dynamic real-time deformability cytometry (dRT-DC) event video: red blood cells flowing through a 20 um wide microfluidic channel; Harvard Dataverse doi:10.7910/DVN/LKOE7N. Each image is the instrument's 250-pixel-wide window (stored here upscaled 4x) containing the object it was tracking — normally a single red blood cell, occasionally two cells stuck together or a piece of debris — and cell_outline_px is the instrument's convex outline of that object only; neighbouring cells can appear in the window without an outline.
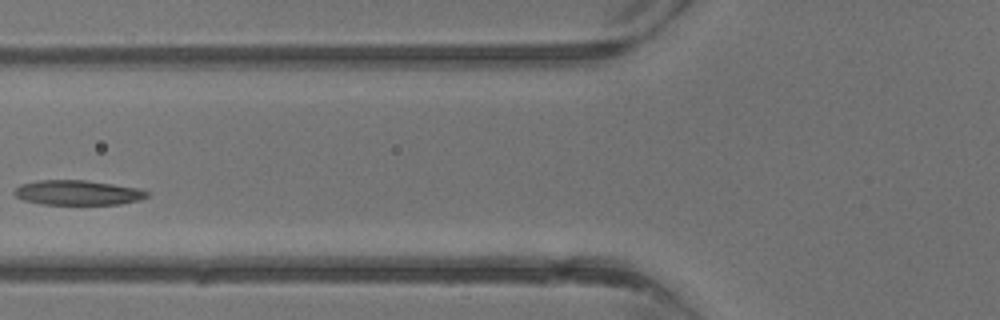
{"species": "common noctule bat (a hibernating species)", "species_latin": "Nyctalus noctula", "temperature_condition": "warm", "stored_images_in_passage": 3, "camera_frame_rate_fps": 3000, "um_per_image_px": 0.085, "animal": {"sex": "male", "body_mass_g": 13.3}, "frame": {"image": 1, "passage_image": 3, "time_ms": 2.333, "image_size_px": [1000, 320], "cell_outline_px": [[148, 196], [140, 200], [120, 204], [40, 204], [24, 200], [16, 196], [12, 192], [20, 184], [40, 180], [84, 180], [140, 188], [148, 192]], "centroid_in_image_um": [6.6, 16.37], "position_along_channel_um": 119.2, "area_um2": 19.13}}